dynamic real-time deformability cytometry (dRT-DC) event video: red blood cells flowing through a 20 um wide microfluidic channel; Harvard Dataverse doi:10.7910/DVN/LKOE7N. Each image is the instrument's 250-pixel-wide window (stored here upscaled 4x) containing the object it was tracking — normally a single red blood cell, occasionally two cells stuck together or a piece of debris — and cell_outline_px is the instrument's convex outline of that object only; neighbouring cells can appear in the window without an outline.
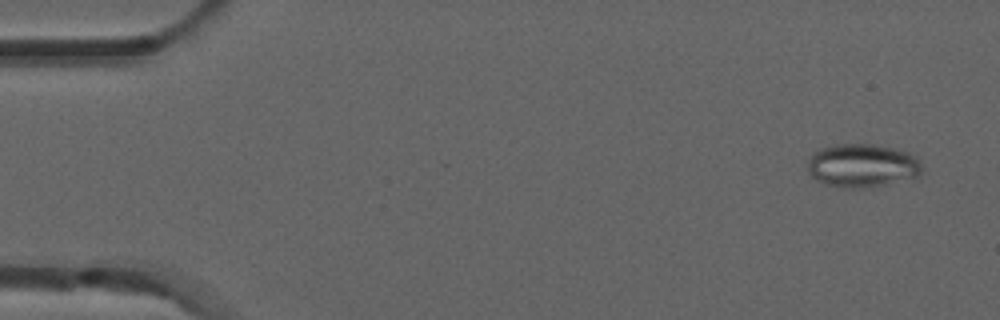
{"species": "common noctule bat (a hibernating species)", "species_latin": "Nyctalus noctula", "temperature_condition": "room temperature", "stored_images_in_passage": 52, "camera_frame_rate_fps": 3000, "um_per_image_px": 0.085, "animal": {"sex": "male", "forearm_length_mm": 52.5}, "frame": {"image": 1, "passage_image": 3, "time_ms": 0.667, "image_size_px": [1000, 320], "cell_outline_px": [[924, 168], [920, 176], [868, 188], [848, 188], [824, 184], [816, 180], [808, 172], [808, 156], [812, 152], [820, 148], [836, 144], [872, 144], [892, 148], [908, 152], [916, 156]], "centroid_in_image_um": [73.28, 14.07], "position_along_channel_um": 11.7, "area_um2": 29.3}}
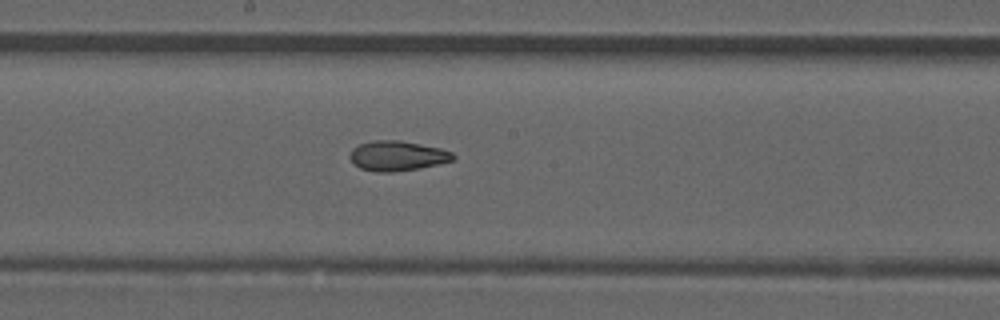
{"frame": {"image": 2, "passage_image": 28, "time_ms": 9.0, "image_size_px": [1000, 320], "cell_outline_px": [[456, 160], [440, 164], [420, 168], [392, 172], [376, 172], [360, 168], [348, 156], [352, 148], [360, 144], [372, 140], [400, 140], [440, 148], [452, 152], [456, 156]], "centroid_in_image_um": [33.8, 13.24], "position_along_channel_um": 214.4, "area_um2": 18.15}}
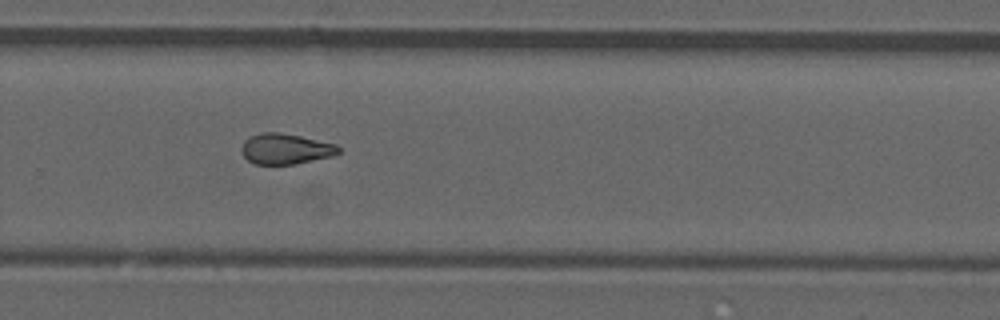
{"frame": {"image": 3, "passage_image": 35, "time_ms": 11.333, "image_size_px": [1000, 320], "cell_outline_px": [[340, 152], [332, 156], [292, 164], [256, 164], [248, 160], [244, 156], [240, 148], [244, 140], [260, 132], [280, 132], [300, 136], [336, 144], [340, 148]], "centroid_in_image_um": [24.25, 12.64], "position_along_channel_um": 305.5, "area_um2": 17.17}, "authors_computed_cell_mechanics": {"area_um2": 18.1781, "velocity_mm_per_s": 3.9237, "shape_relaxation_time_tau1_ms": null, "shape_relaxation_time_tau2_ms": 2.5255, "deformation_change_tau1": null, "deformation_change_tau2": 0.0963}}